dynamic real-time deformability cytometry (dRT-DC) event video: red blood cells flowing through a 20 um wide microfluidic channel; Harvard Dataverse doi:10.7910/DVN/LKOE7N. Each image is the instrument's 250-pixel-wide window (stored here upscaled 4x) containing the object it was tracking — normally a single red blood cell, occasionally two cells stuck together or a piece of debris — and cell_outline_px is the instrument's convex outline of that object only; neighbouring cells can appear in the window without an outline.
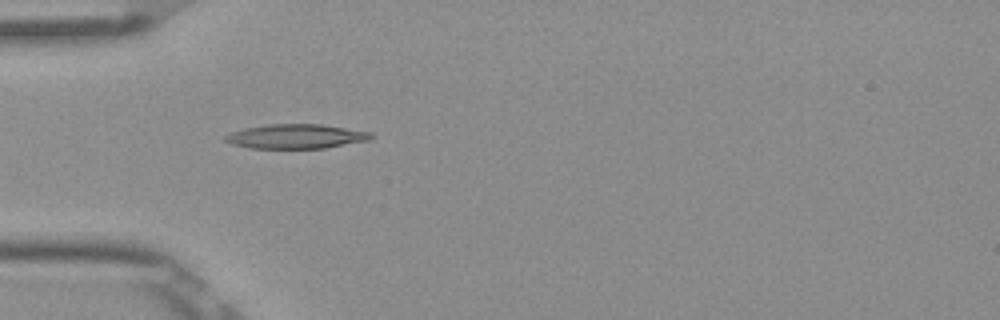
{"species": "Egyptian fruit bat (a non-hibernating species)", "species_latin": "Rousettus aegyptiacus", "temperature_condition": "room temperature", "stored_images_in_passage": 37, "camera_frame_rate_fps": 3000, "um_per_image_px": 0.085, "frame": {"image": 1, "passage_image": 1, "time_ms": 0.0, "image_size_px": [1000, 320], "cell_outline_px": [[376, 136], [372, 140], [324, 148], [248, 148], [232, 144], [224, 140], [224, 136], [232, 132], [244, 128], [268, 124], [324, 124], [372, 132]], "centroid_in_image_um": [25.23, 11.59], "position_along_channel_um": 59.8, "area_um2": 20.98}}
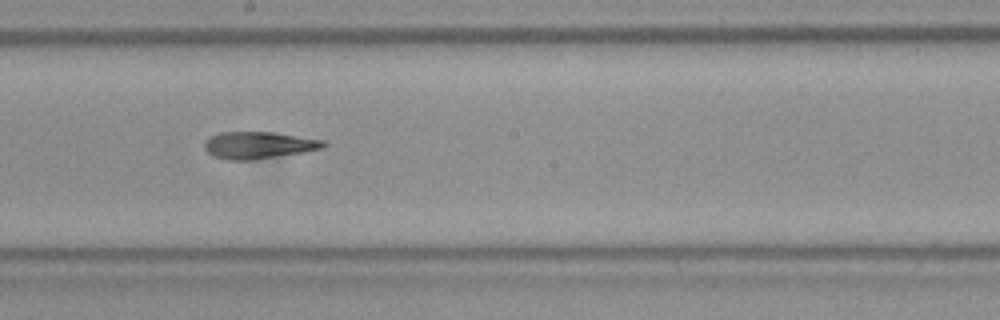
{"frame": {"image": 2, "passage_image": 14, "time_ms": 4.333, "image_size_px": [1000, 320], "cell_outline_px": [[328, 144], [324, 148], [256, 160], [228, 160], [216, 156], [208, 152], [204, 148], [204, 140], [208, 136], [220, 132], [272, 132], [324, 140]], "centroid_in_image_um": [21.96, 12.33], "position_along_channel_um": 226.2, "area_um2": 18.79}}
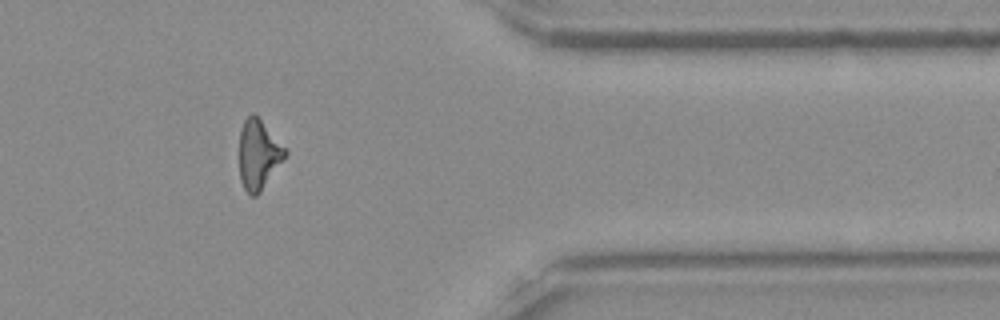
{"frame": {"image": 3, "passage_image": 28, "time_ms": 9.0, "image_size_px": [1000, 320], "cell_outline_px": [[288, 152], [260, 192], [256, 196], [252, 196], [244, 188], [240, 180], [240, 128], [244, 120], [252, 112], [288, 148]], "centroid_in_image_um": [21.98, 13.12], "position_along_channel_um": 389.4, "area_um2": 18.38}, "authors_computed_cell_mechanics": {"area_um2": 18.785, "velocity_mm_per_s": 3.898, "shape_relaxation_time_tau1_ms": null, "shape_relaxation_time_tau2_ms": 5.8031, "deformation_change_tau1": null, "deformation_change_tau2": 0.1848}}